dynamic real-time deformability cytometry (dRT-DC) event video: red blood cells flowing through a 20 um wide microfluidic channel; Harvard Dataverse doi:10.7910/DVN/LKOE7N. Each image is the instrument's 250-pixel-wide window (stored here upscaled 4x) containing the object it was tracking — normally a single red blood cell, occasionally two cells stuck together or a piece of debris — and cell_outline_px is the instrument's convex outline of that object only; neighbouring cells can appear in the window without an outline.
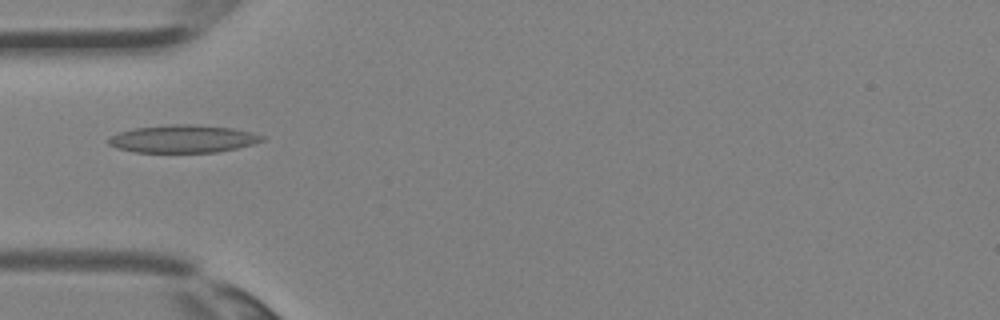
{"species": "Egyptian fruit bat (a non-hibernating species)", "species_latin": "Rousettus aegyptiacus", "temperature_condition": "room temperature", "stored_images_in_passage": 3, "camera_frame_rate_fps": 3000, "um_per_image_px": 0.085, "animal": {"sex": "female"}, "frame": {"image": 1, "passage_image": 3, "time_ms": 0.667, "image_size_px": [1000, 320], "cell_outline_px": [[264, 140], [252, 144], [236, 148], [216, 152], [136, 152], [116, 148], [108, 144], [108, 140], [112, 136], [120, 132], [136, 128], [172, 124], [192, 124], [232, 128], [252, 132], [264, 136]], "centroid_in_image_um": [15.56, 11.8], "position_along_channel_um": 69.4, "area_um2": 24.57}}